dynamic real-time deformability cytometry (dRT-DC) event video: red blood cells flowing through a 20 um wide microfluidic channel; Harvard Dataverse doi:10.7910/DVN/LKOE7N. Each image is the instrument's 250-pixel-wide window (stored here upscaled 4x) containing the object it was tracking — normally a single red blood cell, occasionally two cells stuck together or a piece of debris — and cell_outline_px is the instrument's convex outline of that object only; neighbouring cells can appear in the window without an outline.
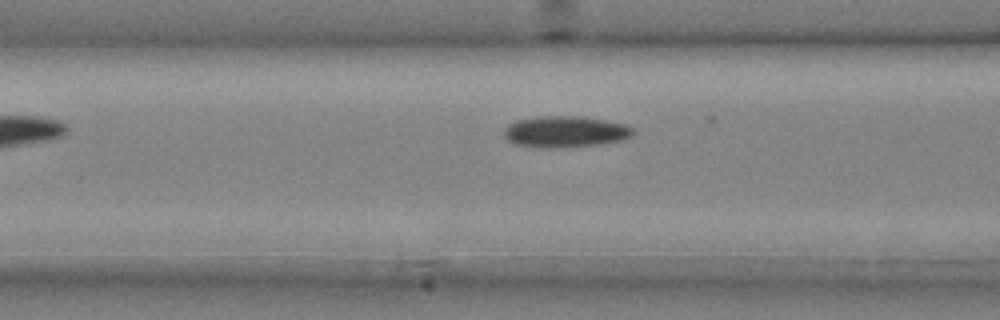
{"species": "common noctule bat (a hibernating species)", "species_latin": "Nyctalus noctula", "temperature_condition": "cold", "stored_images_in_passage": 4, "camera_frame_rate_fps": 3000, "um_per_image_px": 0.085, "animal": {"sex": "male", "body_mass_g": 20.4}, "frame": {"image": 1, "passage_image": 3, "time_ms": 0.667, "image_size_px": [1000, 320], "cell_outline_px": [[636, 132], [632, 136], [624, 140], [600, 144], [556, 148], [540, 148], [516, 144], [508, 140], [504, 136], [504, 128], [508, 124], [516, 120], [540, 116], [580, 116], [628, 124], [636, 128]], "centroid_in_image_um": [48.1, 11.19], "position_along_channel_um": 118.5, "area_um2": 23.93}}
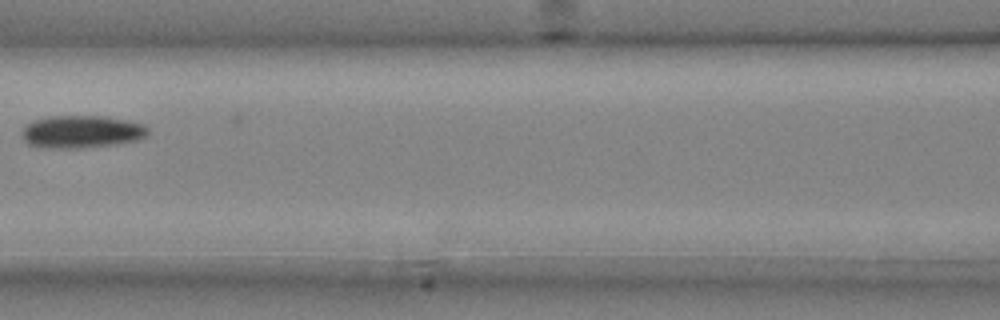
{"frame": {"image": 2, "passage_image": 4, "time_ms": 1.0, "image_size_px": [1000, 320], "cell_outline_px": [[148, 132], [144, 136], [136, 140], [116, 144], [80, 148], [44, 148], [28, 144], [24, 140], [24, 128], [32, 120], [48, 116], [104, 116], [144, 124], [148, 128]], "centroid_in_image_um": [6.92, 11.19], "position_along_channel_um": 159.7, "area_um2": 23.76}}